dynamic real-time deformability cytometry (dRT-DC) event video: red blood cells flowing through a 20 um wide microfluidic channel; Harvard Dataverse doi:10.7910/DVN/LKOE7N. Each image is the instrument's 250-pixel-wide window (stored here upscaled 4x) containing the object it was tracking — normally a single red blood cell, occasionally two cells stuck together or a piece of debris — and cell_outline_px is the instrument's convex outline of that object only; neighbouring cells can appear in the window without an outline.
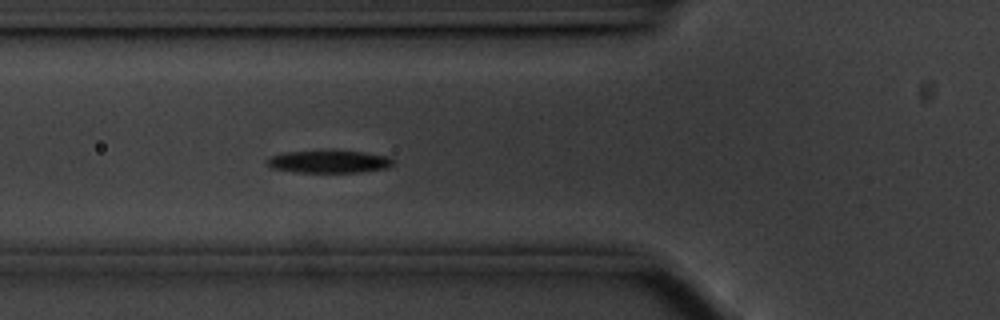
{"species": "common noctule bat (a hibernating species)", "species_latin": "Nyctalus noctula", "temperature_condition": "cold", "stored_images_in_passage": 48, "camera_frame_rate_fps": 3000, "um_per_image_px": 0.085, "animal": {"sex": "male", "body_mass_g": 20.1, "forearm_length_mm": 53.5}, "frame": {"image": 1, "passage_image": 10, "time_ms": 3.0, "image_size_px": [1000, 320], "cell_outline_px": [[396, 160], [388, 168], [360, 172], [292, 172], [272, 168], [268, 164], [268, 160], [272, 156], [284, 152], [364, 152], [388, 156]], "centroid_in_image_um": [28.02, 13.76], "position_along_channel_um": 97.8, "area_um2": 16.13}}
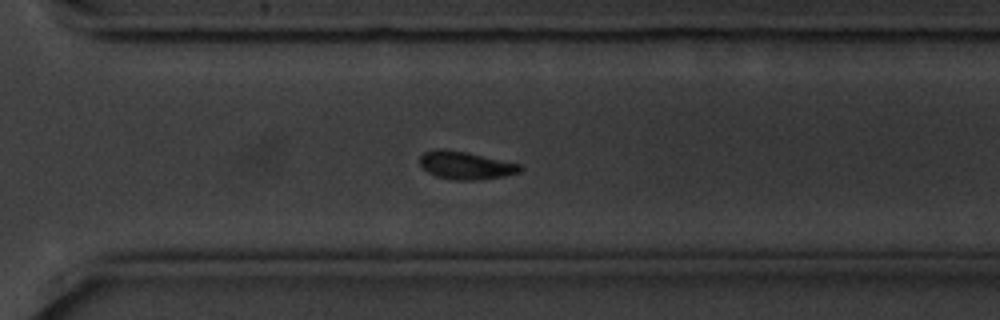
{"frame": {"image": 2, "passage_image": 30, "time_ms": 9.667, "image_size_px": [1000, 320], "cell_outline_px": [[524, 168], [520, 172], [504, 176], [476, 180], [452, 180], [436, 176], [428, 172], [420, 164], [420, 156], [424, 152], [436, 148], [468, 152], [520, 164]], "centroid_in_image_um": [39.59, 14.05], "position_along_channel_um": 331.0, "area_um2": 16.3}}
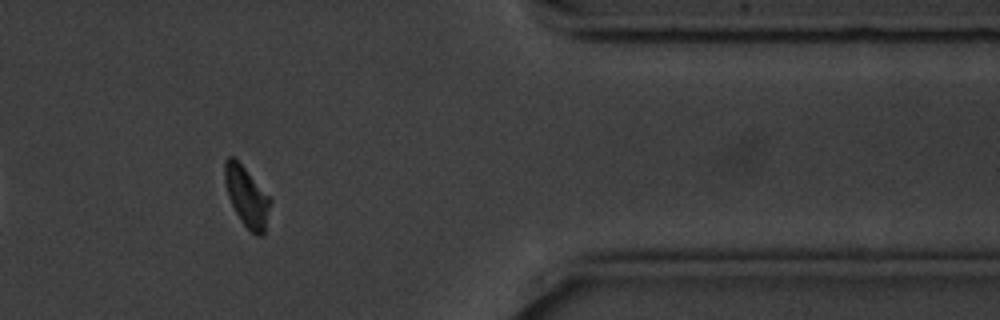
{"frame": {"image": 3, "passage_image": 37, "time_ms": 12.0, "image_size_px": [1000, 320], "cell_outline_px": [[272, 200], [264, 232], [260, 236], [256, 236], [240, 220], [228, 196], [224, 180], [224, 160], [228, 156], [232, 156], [244, 168]], "centroid_in_image_um": [20.96, 16.72], "position_along_channel_um": 390.4, "area_um2": 15.55}, "authors_computed_cell_mechanics": {"area_um2": 16.5886, "velocity_mm_per_s": 3.4985, "shape_relaxation_time_tau1_ms": 1.7235, "shape_relaxation_time_tau2_ms": null, "deformation_change_tau1": 0.1337, "deformation_change_tau2": null}}